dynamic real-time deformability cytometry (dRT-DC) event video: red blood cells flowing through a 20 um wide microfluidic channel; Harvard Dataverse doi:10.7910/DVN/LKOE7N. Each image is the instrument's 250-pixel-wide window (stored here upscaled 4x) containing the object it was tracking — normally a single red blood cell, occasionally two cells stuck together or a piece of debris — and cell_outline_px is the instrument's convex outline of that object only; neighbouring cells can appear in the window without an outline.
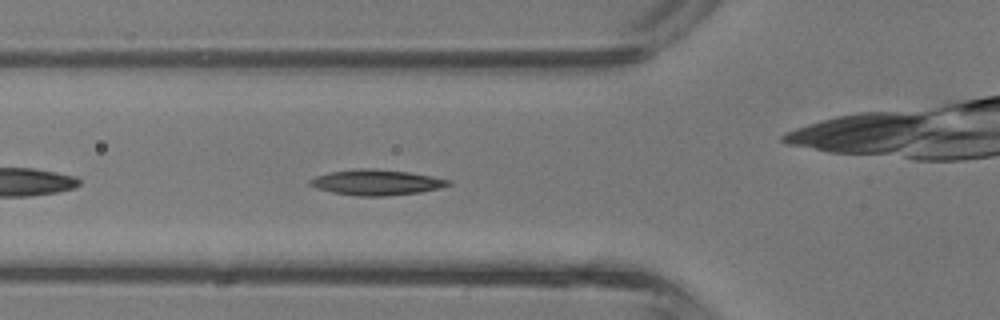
{"species": "common noctule bat (a hibernating species)", "species_latin": "Nyctalus noctula", "temperature_condition": "room temperature", "stored_images_in_passage": 24, "camera_frame_rate_fps": 3000, "um_per_image_px": 0.085, "animal": {"sex": "male", "body_mass_g": 13.3}, "frame": {"image": 1, "passage_image": 4, "time_ms": 1.0, "image_size_px": [1000, 320], "cell_outline_px": [[452, 184], [440, 188], [420, 192], [384, 196], [356, 196], [332, 192], [316, 188], [308, 184], [308, 180], [316, 176], [328, 172], [356, 168], [376, 168], [408, 172], [432, 176], [452, 180]], "centroid_in_image_um": [31.98, 15.49], "position_along_channel_um": 93.8, "area_um2": 20.81}}
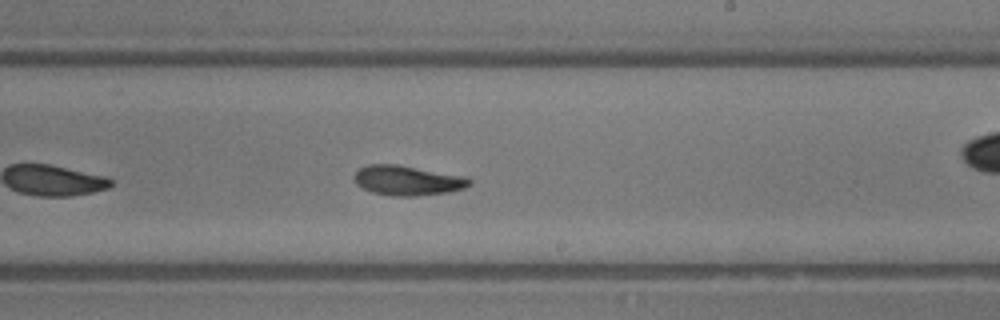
{"frame": {"image": 2, "passage_image": 14, "time_ms": 4.333, "image_size_px": [1000, 320], "cell_outline_px": [[472, 184], [464, 188], [448, 192], [416, 196], [392, 196], [372, 192], [356, 184], [352, 180], [352, 176], [360, 168], [368, 164], [396, 164], [468, 176], [472, 180]], "centroid_in_image_um": [34.65, 15.33], "position_along_channel_um": 254.3, "area_um2": 20.29}}
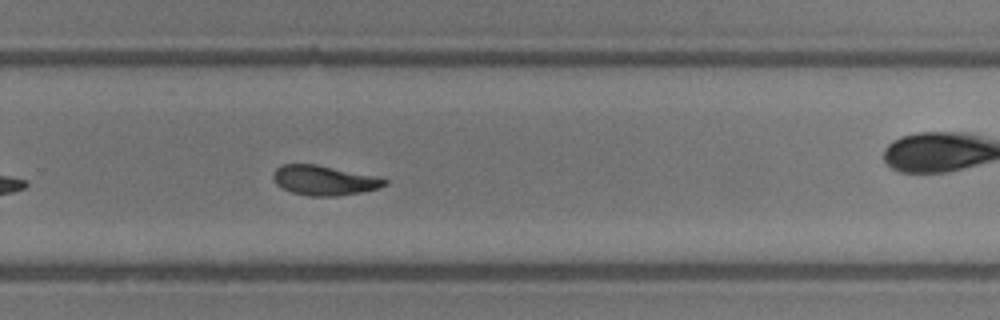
{"frame": {"image": 3, "passage_image": 17, "time_ms": 5.333, "image_size_px": [1000, 320], "cell_outline_px": [[388, 184], [380, 188], [360, 192], [336, 196], [308, 196], [292, 192], [276, 184], [272, 176], [276, 168], [284, 164], [316, 164], [372, 176], [388, 180]], "centroid_in_image_um": [27.53, 15.33], "position_along_channel_um": 302.3, "area_um2": 19.02}, "authors_computed_cell_mechanics": {"area_um2": 19.7387, "velocity_mm_per_s": 4.8077, "shape_relaxation_time_tau1_ms": 3.9615, "shape_relaxation_time_tau2_ms": 7.5829, "deformation_change_tau1": 0.1614, "deformation_change_tau2": 0.1595}}